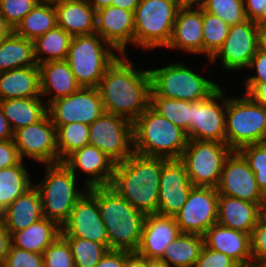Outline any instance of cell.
Here are the masks:
<instances>
[{"label": "cell", "instance_id": "obj_56", "mask_svg": "<svg viewBox=\"0 0 266 267\" xmlns=\"http://www.w3.org/2000/svg\"><path fill=\"white\" fill-rule=\"evenodd\" d=\"M140 0H112L111 6L134 12Z\"/></svg>", "mask_w": 266, "mask_h": 267}, {"label": "cell", "instance_id": "obj_9", "mask_svg": "<svg viewBox=\"0 0 266 267\" xmlns=\"http://www.w3.org/2000/svg\"><path fill=\"white\" fill-rule=\"evenodd\" d=\"M226 144L238 151L249 144L266 142V109L246 94L228 98L226 107Z\"/></svg>", "mask_w": 266, "mask_h": 267}, {"label": "cell", "instance_id": "obj_23", "mask_svg": "<svg viewBox=\"0 0 266 267\" xmlns=\"http://www.w3.org/2000/svg\"><path fill=\"white\" fill-rule=\"evenodd\" d=\"M203 8L181 6L176 14L173 32L166 48L192 55H203Z\"/></svg>", "mask_w": 266, "mask_h": 267}, {"label": "cell", "instance_id": "obj_38", "mask_svg": "<svg viewBox=\"0 0 266 267\" xmlns=\"http://www.w3.org/2000/svg\"><path fill=\"white\" fill-rule=\"evenodd\" d=\"M59 163L73 151L89 144V125L72 122L56 129Z\"/></svg>", "mask_w": 266, "mask_h": 267}, {"label": "cell", "instance_id": "obj_55", "mask_svg": "<svg viewBox=\"0 0 266 267\" xmlns=\"http://www.w3.org/2000/svg\"><path fill=\"white\" fill-rule=\"evenodd\" d=\"M13 139V131L0 106V140Z\"/></svg>", "mask_w": 266, "mask_h": 267}, {"label": "cell", "instance_id": "obj_59", "mask_svg": "<svg viewBox=\"0 0 266 267\" xmlns=\"http://www.w3.org/2000/svg\"><path fill=\"white\" fill-rule=\"evenodd\" d=\"M259 49L266 52V26L258 27Z\"/></svg>", "mask_w": 266, "mask_h": 267}, {"label": "cell", "instance_id": "obj_48", "mask_svg": "<svg viewBox=\"0 0 266 267\" xmlns=\"http://www.w3.org/2000/svg\"><path fill=\"white\" fill-rule=\"evenodd\" d=\"M250 71L255 70V74L248 78L244 82H265L266 83V52L258 49L256 54L250 60L248 67Z\"/></svg>", "mask_w": 266, "mask_h": 267}, {"label": "cell", "instance_id": "obj_16", "mask_svg": "<svg viewBox=\"0 0 266 267\" xmlns=\"http://www.w3.org/2000/svg\"><path fill=\"white\" fill-rule=\"evenodd\" d=\"M218 198L214 187L193 186L186 203L174 216L181 233L204 236L217 223Z\"/></svg>", "mask_w": 266, "mask_h": 267}, {"label": "cell", "instance_id": "obj_20", "mask_svg": "<svg viewBox=\"0 0 266 267\" xmlns=\"http://www.w3.org/2000/svg\"><path fill=\"white\" fill-rule=\"evenodd\" d=\"M96 33L119 55L134 45V12L109 6L96 11Z\"/></svg>", "mask_w": 266, "mask_h": 267}, {"label": "cell", "instance_id": "obj_5", "mask_svg": "<svg viewBox=\"0 0 266 267\" xmlns=\"http://www.w3.org/2000/svg\"><path fill=\"white\" fill-rule=\"evenodd\" d=\"M178 0H140L134 11V45L146 51L170 42Z\"/></svg>", "mask_w": 266, "mask_h": 267}, {"label": "cell", "instance_id": "obj_62", "mask_svg": "<svg viewBox=\"0 0 266 267\" xmlns=\"http://www.w3.org/2000/svg\"><path fill=\"white\" fill-rule=\"evenodd\" d=\"M181 6H200L204 0H178Z\"/></svg>", "mask_w": 266, "mask_h": 267}, {"label": "cell", "instance_id": "obj_8", "mask_svg": "<svg viewBox=\"0 0 266 267\" xmlns=\"http://www.w3.org/2000/svg\"><path fill=\"white\" fill-rule=\"evenodd\" d=\"M150 75V96L194 102L206 99L219 87L218 83L196 73L185 63H171L151 69Z\"/></svg>", "mask_w": 266, "mask_h": 267}, {"label": "cell", "instance_id": "obj_27", "mask_svg": "<svg viewBox=\"0 0 266 267\" xmlns=\"http://www.w3.org/2000/svg\"><path fill=\"white\" fill-rule=\"evenodd\" d=\"M54 8L57 26L72 37L96 33V11L88 0H65Z\"/></svg>", "mask_w": 266, "mask_h": 267}, {"label": "cell", "instance_id": "obj_37", "mask_svg": "<svg viewBox=\"0 0 266 267\" xmlns=\"http://www.w3.org/2000/svg\"><path fill=\"white\" fill-rule=\"evenodd\" d=\"M149 106L185 132L189 131L191 119L190 101L150 96Z\"/></svg>", "mask_w": 266, "mask_h": 267}, {"label": "cell", "instance_id": "obj_26", "mask_svg": "<svg viewBox=\"0 0 266 267\" xmlns=\"http://www.w3.org/2000/svg\"><path fill=\"white\" fill-rule=\"evenodd\" d=\"M260 203L220 195L217 207V223L249 235L259 221Z\"/></svg>", "mask_w": 266, "mask_h": 267}, {"label": "cell", "instance_id": "obj_28", "mask_svg": "<svg viewBox=\"0 0 266 267\" xmlns=\"http://www.w3.org/2000/svg\"><path fill=\"white\" fill-rule=\"evenodd\" d=\"M38 67L41 97L45 98V95H51V97H47L46 105L58 98L75 93L81 87L65 60L41 63Z\"/></svg>", "mask_w": 266, "mask_h": 267}, {"label": "cell", "instance_id": "obj_1", "mask_svg": "<svg viewBox=\"0 0 266 267\" xmlns=\"http://www.w3.org/2000/svg\"><path fill=\"white\" fill-rule=\"evenodd\" d=\"M136 68L127 55H119L97 87L105 112L132 123L149 107L151 92L150 70Z\"/></svg>", "mask_w": 266, "mask_h": 267}, {"label": "cell", "instance_id": "obj_35", "mask_svg": "<svg viewBox=\"0 0 266 267\" xmlns=\"http://www.w3.org/2000/svg\"><path fill=\"white\" fill-rule=\"evenodd\" d=\"M31 180L23 161L0 169V213L33 186Z\"/></svg>", "mask_w": 266, "mask_h": 267}, {"label": "cell", "instance_id": "obj_30", "mask_svg": "<svg viewBox=\"0 0 266 267\" xmlns=\"http://www.w3.org/2000/svg\"><path fill=\"white\" fill-rule=\"evenodd\" d=\"M61 226L48 218H42L23 230L11 235V245L33 253L43 252L61 235Z\"/></svg>", "mask_w": 266, "mask_h": 267}, {"label": "cell", "instance_id": "obj_29", "mask_svg": "<svg viewBox=\"0 0 266 267\" xmlns=\"http://www.w3.org/2000/svg\"><path fill=\"white\" fill-rule=\"evenodd\" d=\"M41 97L38 65L0 72V100Z\"/></svg>", "mask_w": 266, "mask_h": 267}, {"label": "cell", "instance_id": "obj_46", "mask_svg": "<svg viewBox=\"0 0 266 267\" xmlns=\"http://www.w3.org/2000/svg\"><path fill=\"white\" fill-rule=\"evenodd\" d=\"M251 254L254 267L266 263V223L260 219L251 234Z\"/></svg>", "mask_w": 266, "mask_h": 267}, {"label": "cell", "instance_id": "obj_4", "mask_svg": "<svg viewBox=\"0 0 266 267\" xmlns=\"http://www.w3.org/2000/svg\"><path fill=\"white\" fill-rule=\"evenodd\" d=\"M132 125L134 152L143 156L180 159L189 141L187 132L150 106Z\"/></svg>", "mask_w": 266, "mask_h": 267}, {"label": "cell", "instance_id": "obj_11", "mask_svg": "<svg viewBox=\"0 0 266 267\" xmlns=\"http://www.w3.org/2000/svg\"><path fill=\"white\" fill-rule=\"evenodd\" d=\"M89 144L105 153L115 164L134 153L133 125L127 118L104 112L89 125Z\"/></svg>", "mask_w": 266, "mask_h": 267}, {"label": "cell", "instance_id": "obj_50", "mask_svg": "<svg viewBox=\"0 0 266 267\" xmlns=\"http://www.w3.org/2000/svg\"><path fill=\"white\" fill-rule=\"evenodd\" d=\"M244 94L252 101L266 109V83L265 82H244Z\"/></svg>", "mask_w": 266, "mask_h": 267}, {"label": "cell", "instance_id": "obj_57", "mask_svg": "<svg viewBox=\"0 0 266 267\" xmlns=\"http://www.w3.org/2000/svg\"><path fill=\"white\" fill-rule=\"evenodd\" d=\"M14 32L13 27L0 14V42Z\"/></svg>", "mask_w": 266, "mask_h": 267}, {"label": "cell", "instance_id": "obj_15", "mask_svg": "<svg viewBox=\"0 0 266 267\" xmlns=\"http://www.w3.org/2000/svg\"><path fill=\"white\" fill-rule=\"evenodd\" d=\"M258 49V26L254 21L247 19L230 26L225 42L208 63L215 64L220 59L223 69L232 70V72L246 70Z\"/></svg>", "mask_w": 266, "mask_h": 267}, {"label": "cell", "instance_id": "obj_58", "mask_svg": "<svg viewBox=\"0 0 266 267\" xmlns=\"http://www.w3.org/2000/svg\"><path fill=\"white\" fill-rule=\"evenodd\" d=\"M112 0H88L89 4L98 11L99 9L111 6Z\"/></svg>", "mask_w": 266, "mask_h": 267}, {"label": "cell", "instance_id": "obj_14", "mask_svg": "<svg viewBox=\"0 0 266 267\" xmlns=\"http://www.w3.org/2000/svg\"><path fill=\"white\" fill-rule=\"evenodd\" d=\"M13 142L19 156L42 165L59 163L56 128L48 114L37 123L13 132Z\"/></svg>", "mask_w": 266, "mask_h": 267}, {"label": "cell", "instance_id": "obj_33", "mask_svg": "<svg viewBox=\"0 0 266 267\" xmlns=\"http://www.w3.org/2000/svg\"><path fill=\"white\" fill-rule=\"evenodd\" d=\"M35 65L33 41L13 32L0 42V72Z\"/></svg>", "mask_w": 266, "mask_h": 267}, {"label": "cell", "instance_id": "obj_18", "mask_svg": "<svg viewBox=\"0 0 266 267\" xmlns=\"http://www.w3.org/2000/svg\"><path fill=\"white\" fill-rule=\"evenodd\" d=\"M61 230L62 237L91 240L109 249L107 230L102 221L97 200L88 191L75 203Z\"/></svg>", "mask_w": 266, "mask_h": 267}, {"label": "cell", "instance_id": "obj_52", "mask_svg": "<svg viewBox=\"0 0 266 267\" xmlns=\"http://www.w3.org/2000/svg\"><path fill=\"white\" fill-rule=\"evenodd\" d=\"M11 245V234L0 219V267L3 266L5 258Z\"/></svg>", "mask_w": 266, "mask_h": 267}, {"label": "cell", "instance_id": "obj_45", "mask_svg": "<svg viewBox=\"0 0 266 267\" xmlns=\"http://www.w3.org/2000/svg\"><path fill=\"white\" fill-rule=\"evenodd\" d=\"M2 267H43V254L29 252L10 245Z\"/></svg>", "mask_w": 266, "mask_h": 267}, {"label": "cell", "instance_id": "obj_47", "mask_svg": "<svg viewBox=\"0 0 266 267\" xmlns=\"http://www.w3.org/2000/svg\"><path fill=\"white\" fill-rule=\"evenodd\" d=\"M195 267H239V265L224 253L214 251L204 244Z\"/></svg>", "mask_w": 266, "mask_h": 267}, {"label": "cell", "instance_id": "obj_43", "mask_svg": "<svg viewBox=\"0 0 266 267\" xmlns=\"http://www.w3.org/2000/svg\"><path fill=\"white\" fill-rule=\"evenodd\" d=\"M43 267H75L68 242L61 235L43 252Z\"/></svg>", "mask_w": 266, "mask_h": 267}, {"label": "cell", "instance_id": "obj_42", "mask_svg": "<svg viewBox=\"0 0 266 267\" xmlns=\"http://www.w3.org/2000/svg\"><path fill=\"white\" fill-rule=\"evenodd\" d=\"M238 152L248 162L259 189L266 195V142L243 146Z\"/></svg>", "mask_w": 266, "mask_h": 267}, {"label": "cell", "instance_id": "obj_41", "mask_svg": "<svg viewBox=\"0 0 266 267\" xmlns=\"http://www.w3.org/2000/svg\"><path fill=\"white\" fill-rule=\"evenodd\" d=\"M200 6L230 26L247 20L243 0H204Z\"/></svg>", "mask_w": 266, "mask_h": 267}, {"label": "cell", "instance_id": "obj_31", "mask_svg": "<svg viewBox=\"0 0 266 267\" xmlns=\"http://www.w3.org/2000/svg\"><path fill=\"white\" fill-rule=\"evenodd\" d=\"M42 97L0 100V106L12 131L37 123L47 114Z\"/></svg>", "mask_w": 266, "mask_h": 267}, {"label": "cell", "instance_id": "obj_61", "mask_svg": "<svg viewBox=\"0 0 266 267\" xmlns=\"http://www.w3.org/2000/svg\"><path fill=\"white\" fill-rule=\"evenodd\" d=\"M259 219L266 223V195L264 199L260 203V212H259Z\"/></svg>", "mask_w": 266, "mask_h": 267}, {"label": "cell", "instance_id": "obj_32", "mask_svg": "<svg viewBox=\"0 0 266 267\" xmlns=\"http://www.w3.org/2000/svg\"><path fill=\"white\" fill-rule=\"evenodd\" d=\"M204 246V236L181 233L165 249L160 267H195Z\"/></svg>", "mask_w": 266, "mask_h": 267}, {"label": "cell", "instance_id": "obj_25", "mask_svg": "<svg viewBox=\"0 0 266 267\" xmlns=\"http://www.w3.org/2000/svg\"><path fill=\"white\" fill-rule=\"evenodd\" d=\"M42 218H45L44 202L34 185L1 212V220L11 235Z\"/></svg>", "mask_w": 266, "mask_h": 267}, {"label": "cell", "instance_id": "obj_7", "mask_svg": "<svg viewBox=\"0 0 266 267\" xmlns=\"http://www.w3.org/2000/svg\"><path fill=\"white\" fill-rule=\"evenodd\" d=\"M45 170L44 179L33 185L44 202L45 218L62 226L75 203L88 189L77 187V176L63 162L45 165Z\"/></svg>", "mask_w": 266, "mask_h": 267}, {"label": "cell", "instance_id": "obj_10", "mask_svg": "<svg viewBox=\"0 0 266 267\" xmlns=\"http://www.w3.org/2000/svg\"><path fill=\"white\" fill-rule=\"evenodd\" d=\"M232 151L226 143L189 140L179 160L193 186L216 188L224 162Z\"/></svg>", "mask_w": 266, "mask_h": 267}, {"label": "cell", "instance_id": "obj_64", "mask_svg": "<svg viewBox=\"0 0 266 267\" xmlns=\"http://www.w3.org/2000/svg\"><path fill=\"white\" fill-rule=\"evenodd\" d=\"M256 267H266V263L259 264Z\"/></svg>", "mask_w": 266, "mask_h": 267}, {"label": "cell", "instance_id": "obj_40", "mask_svg": "<svg viewBox=\"0 0 266 267\" xmlns=\"http://www.w3.org/2000/svg\"><path fill=\"white\" fill-rule=\"evenodd\" d=\"M70 247L75 267H96L109 250L106 246L79 237H63Z\"/></svg>", "mask_w": 266, "mask_h": 267}, {"label": "cell", "instance_id": "obj_12", "mask_svg": "<svg viewBox=\"0 0 266 267\" xmlns=\"http://www.w3.org/2000/svg\"><path fill=\"white\" fill-rule=\"evenodd\" d=\"M227 97L220 86L206 99L191 102L189 140L226 143Z\"/></svg>", "mask_w": 266, "mask_h": 267}, {"label": "cell", "instance_id": "obj_34", "mask_svg": "<svg viewBox=\"0 0 266 267\" xmlns=\"http://www.w3.org/2000/svg\"><path fill=\"white\" fill-rule=\"evenodd\" d=\"M72 36L56 26L34 42V58L37 65L50 61L66 60Z\"/></svg>", "mask_w": 266, "mask_h": 267}, {"label": "cell", "instance_id": "obj_3", "mask_svg": "<svg viewBox=\"0 0 266 267\" xmlns=\"http://www.w3.org/2000/svg\"><path fill=\"white\" fill-rule=\"evenodd\" d=\"M87 191L97 200L107 230L109 250L136 252L146 215L110 186L93 187Z\"/></svg>", "mask_w": 266, "mask_h": 267}, {"label": "cell", "instance_id": "obj_51", "mask_svg": "<svg viewBox=\"0 0 266 267\" xmlns=\"http://www.w3.org/2000/svg\"><path fill=\"white\" fill-rule=\"evenodd\" d=\"M129 253L123 250H108L96 267H125Z\"/></svg>", "mask_w": 266, "mask_h": 267}, {"label": "cell", "instance_id": "obj_21", "mask_svg": "<svg viewBox=\"0 0 266 267\" xmlns=\"http://www.w3.org/2000/svg\"><path fill=\"white\" fill-rule=\"evenodd\" d=\"M62 162L75 175L76 171L88 175L83 183L87 189L110 186L115 163L95 146L87 144L73 151Z\"/></svg>", "mask_w": 266, "mask_h": 267}, {"label": "cell", "instance_id": "obj_44", "mask_svg": "<svg viewBox=\"0 0 266 267\" xmlns=\"http://www.w3.org/2000/svg\"><path fill=\"white\" fill-rule=\"evenodd\" d=\"M36 5V0H0V14L14 29Z\"/></svg>", "mask_w": 266, "mask_h": 267}, {"label": "cell", "instance_id": "obj_24", "mask_svg": "<svg viewBox=\"0 0 266 267\" xmlns=\"http://www.w3.org/2000/svg\"><path fill=\"white\" fill-rule=\"evenodd\" d=\"M204 244L214 251L224 253L240 267H254L251 235L247 233L216 223L206 231Z\"/></svg>", "mask_w": 266, "mask_h": 267}, {"label": "cell", "instance_id": "obj_6", "mask_svg": "<svg viewBox=\"0 0 266 267\" xmlns=\"http://www.w3.org/2000/svg\"><path fill=\"white\" fill-rule=\"evenodd\" d=\"M115 52L97 33L73 36L65 61L81 87L97 88L106 69L119 56Z\"/></svg>", "mask_w": 266, "mask_h": 267}, {"label": "cell", "instance_id": "obj_53", "mask_svg": "<svg viewBox=\"0 0 266 267\" xmlns=\"http://www.w3.org/2000/svg\"><path fill=\"white\" fill-rule=\"evenodd\" d=\"M247 19L254 21L266 5V0H243Z\"/></svg>", "mask_w": 266, "mask_h": 267}, {"label": "cell", "instance_id": "obj_19", "mask_svg": "<svg viewBox=\"0 0 266 267\" xmlns=\"http://www.w3.org/2000/svg\"><path fill=\"white\" fill-rule=\"evenodd\" d=\"M192 187L184 164L179 159H168L161 168L157 214L174 217Z\"/></svg>", "mask_w": 266, "mask_h": 267}, {"label": "cell", "instance_id": "obj_63", "mask_svg": "<svg viewBox=\"0 0 266 267\" xmlns=\"http://www.w3.org/2000/svg\"><path fill=\"white\" fill-rule=\"evenodd\" d=\"M65 0H36L37 4H48V5H57L62 3Z\"/></svg>", "mask_w": 266, "mask_h": 267}, {"label": "cell", "instance_id": "obj_13", "mask_svg": "<svg viewBox=\"0 0 266 267\" xmlns=\"http://www.w3.org/2000/svg\"><path fill=\"white\" fill-rule=\"evenodd\" d=\"M105 112L98 88L80 87L67 97L47 105V114L57 129L72 122L92 124Z\"/></svg>", "mask_w": 266, "mask_h": 267}, {"label": "cell", "instance_id": "obj_39", "mask_svg": "<svg viewBox=\"0 0 266 267\" xmlns=\"http://www.w3.org/2000/svg\"><path fill=\"white\" fill-rule=\"evenodd\" d=\"M203 54L209 60L225 42L230 25L203 9Z\"/></svg>", "mask_w": 266, "mask_h": 267}, {"label": "cell", "instance_id": "obj_17", "mask_svg": "<svg viewBox=\"0 0 266 267\" xmlns=\"http://www.w3.org/2000/svg\"><path fill=\"white\" fill-rule=\"evenodd\" d=\"M218 194L261 203L264 194L259 189L254 172L238 151H232L226 158L216 187Z\"/></svg>", "mask_w": 266, "mask_h": 267}, {"label": "cell", "instance_id": "obj_49", "mask_svg": "<svg viewBox=\"0 0 266 267\" xmlns=\"http://www.w3.org/2000/svg\"><path fill=\"white\" fill-rule=\"evenodd\" d=\"M21 161L13 139L0 140V169L18 165Z\"/></svg>", "mask_w": 266, "mask_h": 267}, {"label": "cell", "instance_id": "obj_36", "mask_svg": "<svg viewBox=\"0 0 266 267\" xmlns=\"http://www.w3.org/2000/svg\"><path fill=\"white\" fill-rule=\"evenodd\" d=\"M57 26L53 5L37 4L14 28V33L27 40L35 41Z\"/></svg>", "mask_w": 266, "mask_h": 267}, {"label": "cell", "instance_id": "obj_60", "mask_svg": "<svg viewBox=\"0 0 266 267\" xmlns=\"http://www.w3.org/2000/svg\"><path fill=\"white\" fill-rule=\"evenodd\" d=\"M254 23L258 26H266V5L263 7L261 14L254 20Z\"/></svg>", "mask_w": 266, "mask_h": 267}, {"label": "cell", "instance_id": "obj_54", "mask_svg": "<svg viewBox=\"0 0 266 267\" xmlns=\"http://www.w3.org/2000/svg\"><path fill=\"white\" fill-rule=\"evenodd\" d=\"M158 263L148 258L138 255L136 252H130L127 255L125 267H158Z\"/></svg>", "mask_w": 266, "mask_h": 267}, {"label": "cell", "instance_id": "obj_22", "mask_svg": "<svg viewBox=\"0 0 266 267\" xmlns=\"http://www.w3.org/2000/svg\"><path fill=\"white\" fill-rule=\"evenodd\" d=\"M180 234L181 231L174 217L157 213L147 214L144 218L141 239L136 253L158 262L166 247Z\"/></svg>", "mask_w": 266, "mask_h": 267}, {"label": "cell", "instance_id": "obj_2", "mask_svg": "<svg viewBox=\"0 0 266 267\" xmlns=\"http://www.w3.org/2000/svg\"><path fill=\"white\" fill-rule=\"evenodd\" d=\"M167 160L134 152L115 164L110 187L145 215L157 213L160 173Z\"/></svg>", "mask_w": 266, "mask_h": 267}]
</instances>
